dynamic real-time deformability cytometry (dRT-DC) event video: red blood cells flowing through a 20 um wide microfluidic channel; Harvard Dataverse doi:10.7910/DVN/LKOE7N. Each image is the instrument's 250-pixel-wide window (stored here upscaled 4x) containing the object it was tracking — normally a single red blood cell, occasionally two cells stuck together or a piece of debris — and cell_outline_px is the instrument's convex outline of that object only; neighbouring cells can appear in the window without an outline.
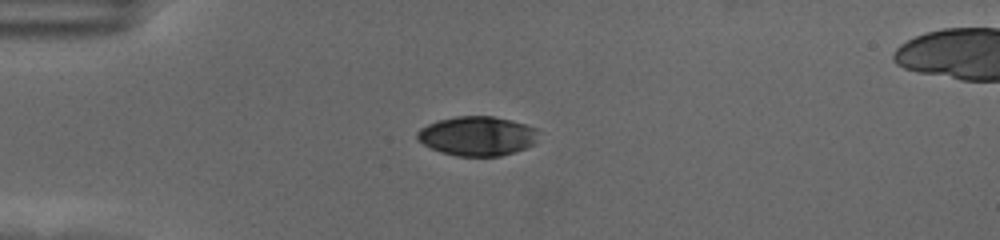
{"species": "human", "species_latin": "Homo sapiens", "temperature_condition": "cold", "stored_images_in_passage": 43, "camera_frame_rate_fps": 3000, "um_per_image_px": 0.085, "donor": {"sex": "female"}, "frame": {"image": 1, "passage_image": 1, "time_ms": 0.0, "image_size_px": [1000, 240], "cell_outline_px": [[536, 144], [500, 156], [456, 156], [440, 152], [416, 140], [416, 132], [420, 128], [428, 124], [440, 120], [456, 116], [492, 116], [524, 124], [536, 128]], "centroid_in_image_um": [40.52, 11.57], "position_along_channel_um": 44.5, "area_um2": 27.63}}
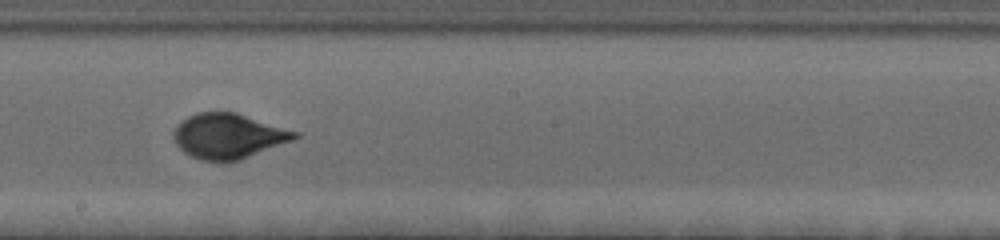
{"frame": {"image": 2, "passage_image": 19, "time_ms": 6.0, "image_size_px": [1000, 240], "cell_outline_px": [[300, 136], [292, 140], [240, 160], [228, 164], [216, 164], [200, 160], [184, 152], [176, 144], [172, 136], [172, 132], [188, 116], [196, 112], [236, 112], [300, 132]], "centroid_in_image_um": [19.41, 11.6], "position_along_channel_um": 228.8, "area_um2": 32.25}}
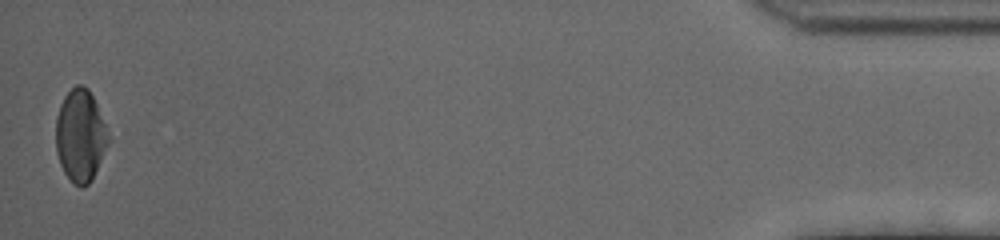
{"frame": {"image": 3, "passage_image": 43, "time_ms": 14.0, "image_size_px": [1000, 240], "cell_outline_px": [[108, 144], [92, 180], [88, 184], [80, 188], [64, 172], [60, 164], [56, 152], [56, 116], [60, 104], [64, 96], [76, 84], [80, 84], [88, 88], [96, 104], [104, 124], [108, 136]], "centroid_in_image_um": [6.8, 11.52], "position_along_channel_um": 428.4, "area_um2": 27.8}, "authors_computed_cell_mechanics": {"area_um2": 31.212, "velocity_mm_per_s": 3.5265, "shape_relaxation_time_tau1_ms": 3.2886, "shape_relaxation_time_tau2_ms": 0.8195, "deformation_change_tau1": 0.1658, "deformation_change_tau2": 0.042}}